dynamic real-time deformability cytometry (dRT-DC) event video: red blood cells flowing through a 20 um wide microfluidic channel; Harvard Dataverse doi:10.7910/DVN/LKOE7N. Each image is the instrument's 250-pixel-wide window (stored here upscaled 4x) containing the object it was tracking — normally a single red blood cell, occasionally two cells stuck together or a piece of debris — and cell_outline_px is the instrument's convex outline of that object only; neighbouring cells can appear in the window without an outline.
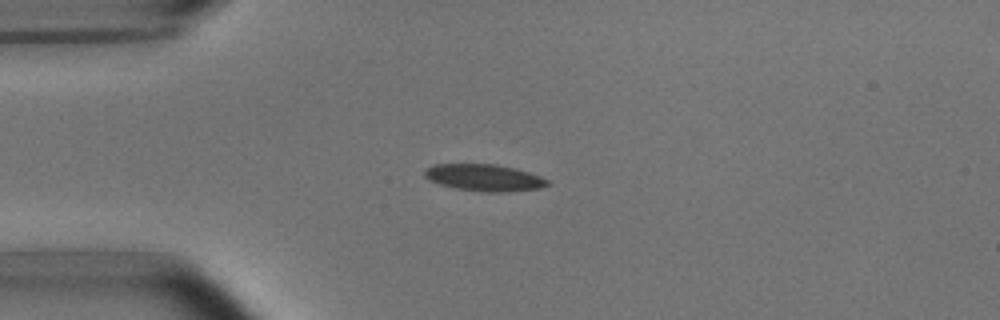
{"species": "common noctule bat (a hibernating species)", "species_latin": "Nyctalus noctula", "temperature_condition": "room temperature", "stored_images_in_passage": 2, "camera_frame_rate_fps": 3000, "um_per_image_px": 0.085, "animal": {"sex": "male", "body_mass_g": 15.6}, "frame": {"image": 1, "passage_image": 2, "time_ms": 1.333, "image_size_px": [1000, 320], "cell_outline_px": [[548, 184], [540, 188], [504, 192], [488, 192], [456, 188], [440, 184], [428, 180], [424, 176], [424, 172], [428, 168], [436, 164], [496, 164], [516, 168], [540, 176], [548, 180]], "centroid_in_image_um": [41.16, 15.09], "position_along_channel_um": 43.8, "area_um2": 19.02}}